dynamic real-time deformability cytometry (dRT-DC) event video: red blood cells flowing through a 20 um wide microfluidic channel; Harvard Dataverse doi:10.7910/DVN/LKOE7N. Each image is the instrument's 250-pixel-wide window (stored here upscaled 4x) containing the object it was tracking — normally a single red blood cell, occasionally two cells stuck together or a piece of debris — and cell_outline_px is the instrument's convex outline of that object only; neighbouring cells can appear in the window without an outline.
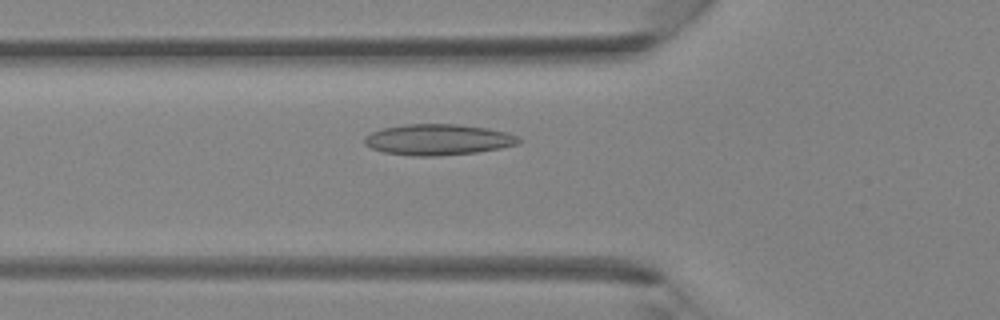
{"species": "Egyptian fruit bat (a non-hibernating species)", "species_latin": "Rousettus aegyptiacus", "temperature_condition": "room temperature", "stored_images_in_passage": 31, "camera_frame_rate_fps": 3000, "um_per_image_px": 0.085, "animal": {"sex": "female"}, "frame": {"image": 1, "passage_image": 7, "time_ms": 2.0, "image_size_px": [1000, 320], "cell_outline_px": [[520, 140], [516, 144], [500, 148], [476, 152], [440, 156], [412, 156], [384, 152], [372, 148], [364, 144], [364, 136], [372, 132], [384, 128], [404, 124], [456, 124], [488, 128], [504, 132], [516, 136]], "centroid_in_image_um": [37.18, 11.87], "position_along_channel_um": 88.6, "area_um2": 27.63}}
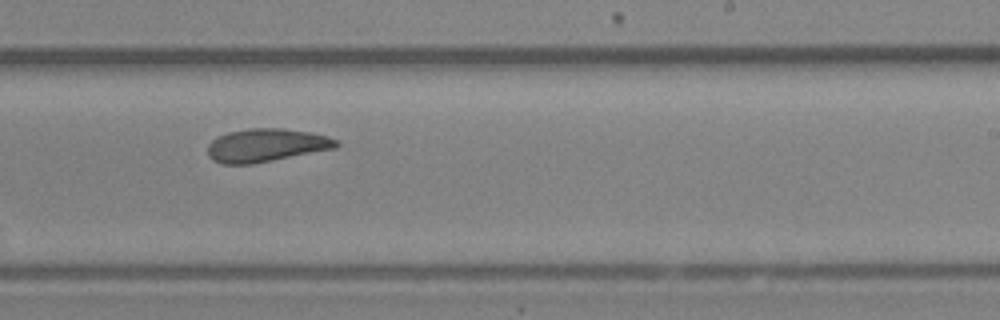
{"frame": {"image": 2, "passage_image": 18, "time_ms": 5.667, "image_size_px": [1000, 320], "cell_outline_px": [[340, 144], [336, 148], [252, 164], [224, 164], [212, 160], [208, 156], [208, 144], [216, 136], [228, 132], [252, 128], [280, 128], [308, 132], [328, 136], [336, 140]], "centroid_in_image_um": [22.6, 12.35], "position_along_channel_um": 266.4, "area_um2": 24.8}}
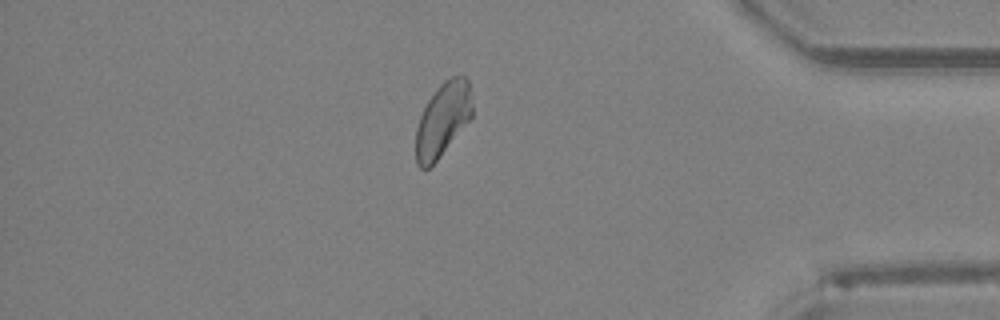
{"frame": {"image": 3, "passage_image": 28, "time_ms": 9.0, "image_size_px": [1000, 320], "cell_outline_px": [[472, 116], [436, 160], [428, 168], [420, 168], [416, 164], [416, 128], [420, 116], [428, 100], [436, 88], [444, 80], [452, 76], [464, 76], [468, 80], [472, 104]], "centroid_in_image_um": [37.62, 10.13], "position_along_channel_um": 397.6, "area_um2": 23.81}}